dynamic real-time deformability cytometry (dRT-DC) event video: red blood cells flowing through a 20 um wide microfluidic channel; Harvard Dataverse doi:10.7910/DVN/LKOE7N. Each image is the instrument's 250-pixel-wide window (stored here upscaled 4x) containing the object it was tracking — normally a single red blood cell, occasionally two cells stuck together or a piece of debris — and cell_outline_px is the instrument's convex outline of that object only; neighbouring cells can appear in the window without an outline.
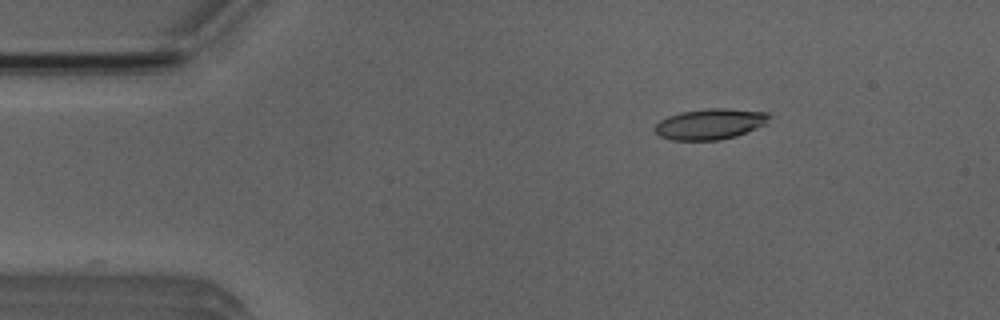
{"species": "Egyptian fruit bat (a non-hibernating species)", "species_latin": "Rousettus aegyptiacus", "temperature_condition": "room temperature", "stored_images_in_passage": 43, "camera_frame_rate_fps": 3000, "um_per_image_px": 0.085, "animal": {"sex": "male"}, "frame": {"image": 1, "passage_image": 1, "time_ms": 0.0, "image_size_px": [1000, 320], "cell_outline_px": [[772, 116], [764, 124], [736, 136], [720, 140], [672, 140], [660, 136], [652, 128], [660, 120], [668, 116], [680, 112], [708, 108], [728, 108], [768, 112]], "centroid_in_image_um": [60.34, 10.53], "position_along_channel_um": 24.7, "area_um2": 20.52}}
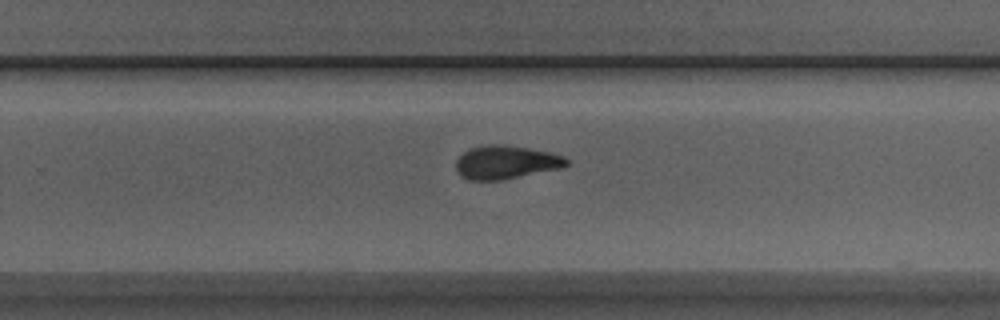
{"frame": {"image": 2, "passage_image": 26, "time_ms": 8.333, "image_size_px": [1000, 320], "cell_outline_px": [[568, 164], [560, 168], [500, 180], [468, 180], [460, 176], [456, 168], [456, 160], [468, 148], [484, 144], [504, 144], [552, 152], [564, 156], [568, 160]], "centroid_in_image_um": [42.97, 13.77], "position_along_channel_um": 286.8, "area_um2": 21.62}}
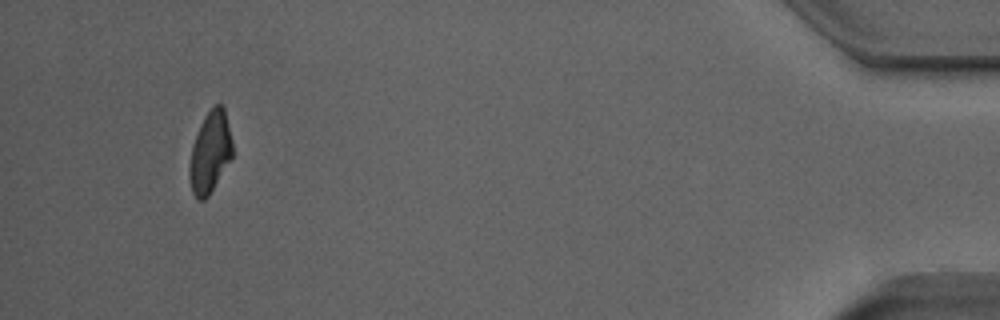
{"frame": {"image": 3, "passage_image": 42, "time_ms": 13.667, "image_size_px": [1000, 320], "cell_outline_px": [[232, 156], [208, 196], [204, 200], [196, 200], [192, 192], [188, 176], [188, 168], [192, 144], [200, 124], [204, 116], [216, 104], [220, 104], [224, 108], [232, 140]], "centroid_in_image_um": [17.82, 12.96], "position_along_channel_um": 417.4, "area_um2": 20.29}, "authors_computed_cell_mechanics": {"area_um2": 21.2126, "velocity_mm_per_s": 3.9198, "shape_relaxation_time_tau1_ms": 3.7518, "shape_relaxation_time_tau2_ms": 2.0343, "deformation_change_tau1": 0.1822, "deformation_change_tau2": 0.0932}}